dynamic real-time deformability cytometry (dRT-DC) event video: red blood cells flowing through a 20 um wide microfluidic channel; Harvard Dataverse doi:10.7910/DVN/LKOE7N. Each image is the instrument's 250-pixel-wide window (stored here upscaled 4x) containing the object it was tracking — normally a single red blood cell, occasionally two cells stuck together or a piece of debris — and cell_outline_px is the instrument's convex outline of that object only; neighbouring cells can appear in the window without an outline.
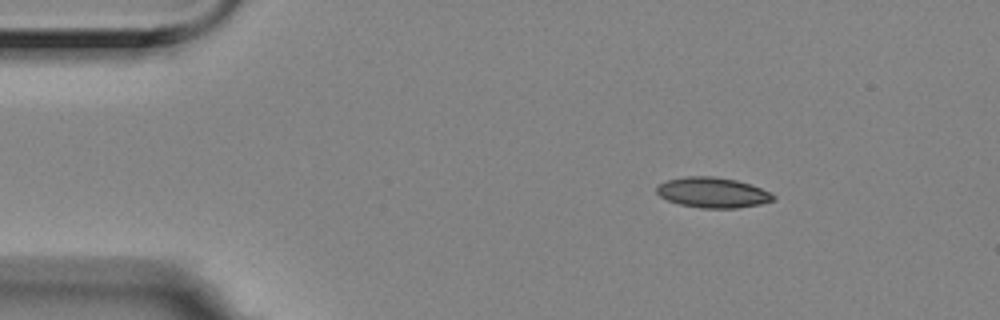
{"species": "Egyptian fruit bat (a non-hibernating species)", "species_latin": "Rousettus aegyptiacus", "temperature_condition": "room temperature", "stored_images_in_passage": 3, "camera_frame_rate_fps": 3000, "um_per_image_px": 0.085, "animal": {"sex": "female"}, "frame": {"image": 1, "passage_image": 1, "time_ms": 0.0, "image_size_px": [1000, 320], "cell_outline_px": [[776, 196], [772, 200], [760, 204], [736, 208], [700, 208], [680, 204], [668, 200], [660, 196], [656, 192], [656, 184], [668, 180], [684, 176], [712, 176], [736, 180], [760, 188]], "centroid_in_image_um": [60.52, 16.36], "position_along_channel_um": 24.5, "area_um2": 20.46}}
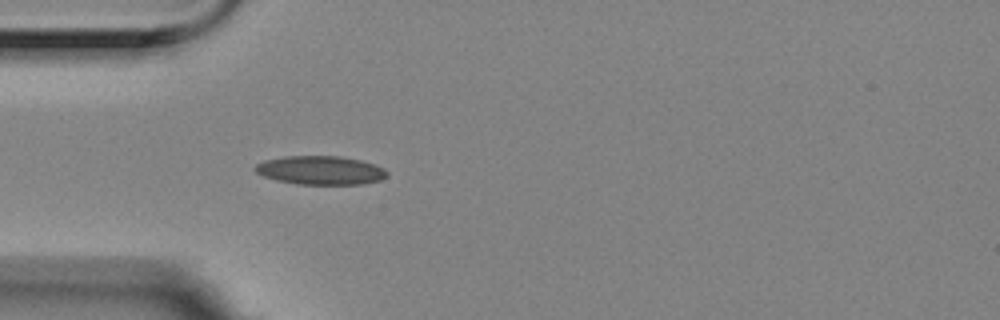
{"frame": {"image": 2, "passage_image": 3, "time_ms": 0.667, "image_size_px": [1000, 320], "cell_outline_px": [[388, 176], [380, 180], [360, 184], [296, 184], [276, 180], [264, 176], [256, 172], [252, 168], [256, 164], [264, 160], [284, 156], [340, 156], [360, 160], [384, 168], [388, 172]], "centroid_in_image_um": [27.22, 14.47], "position_along_channel_um": 57.8, "area_um2": 22.08}}